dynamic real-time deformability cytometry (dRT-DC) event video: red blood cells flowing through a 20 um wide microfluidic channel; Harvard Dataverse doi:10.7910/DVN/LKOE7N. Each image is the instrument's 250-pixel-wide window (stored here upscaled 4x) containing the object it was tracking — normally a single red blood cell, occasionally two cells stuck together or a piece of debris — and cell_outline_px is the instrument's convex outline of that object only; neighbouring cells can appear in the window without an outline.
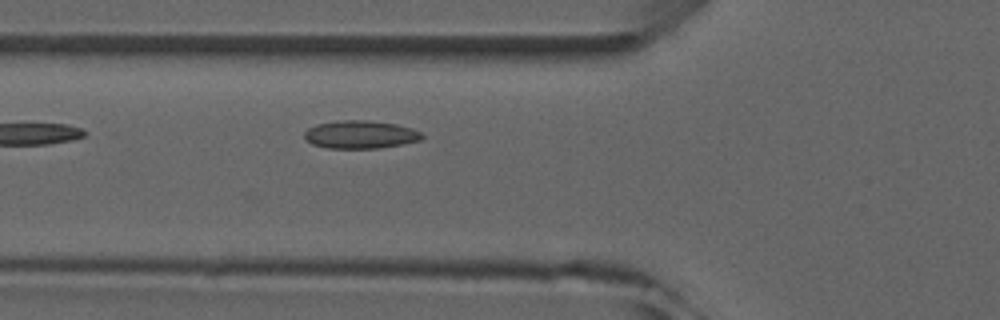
{"species": "common noctule bat (a hibernating species)", "species_latin": "Nyctalus noctula", "temperature_condition": "room temperature", "stored_images_in_passage": 4, "camera_frame_rate_fps": 3000, "um_per_image_px": 0.085, "animal": {"sex": "male", "forearm_length_mm": 52.5}, "frame": {"image": 1, "passage_image": 4, "time_ms": 3.667, "image_size_px": [1000, 320], "cell_outline_px": [[424, 136], [420, 140], [380, 148], [328, 148], [312, 144], [304, 136], [304, 132], [308, 128], [316, 124], [344, 120], [368, 120], [396, 124], [412, 128], [420, 132]], "centroid_in_image_um": [30.63, 11.43], "position_along_channel_um": 95.2, "area_um2": 19.02}}